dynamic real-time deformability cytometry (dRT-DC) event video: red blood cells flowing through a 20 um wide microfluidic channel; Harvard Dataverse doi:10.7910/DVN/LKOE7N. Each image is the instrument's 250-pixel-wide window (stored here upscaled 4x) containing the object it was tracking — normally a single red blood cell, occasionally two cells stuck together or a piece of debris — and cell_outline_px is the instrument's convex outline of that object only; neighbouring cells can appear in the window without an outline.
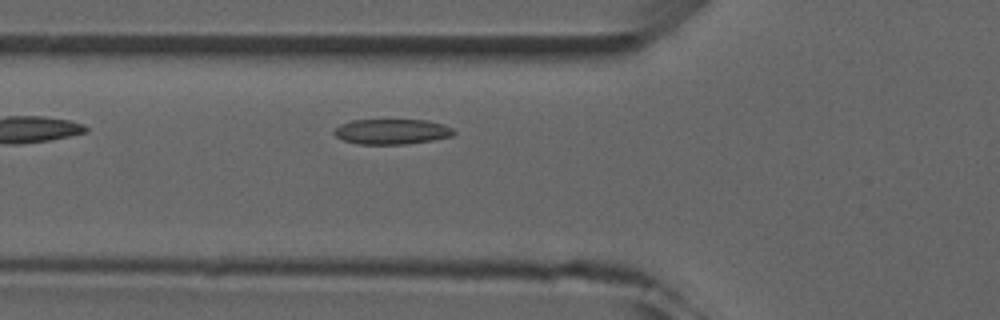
{"species": "common noctule bat (a hibernating species)", "species_latin": "Nyctalus noctula", "temperature_condition": "room temperature", "stored_images_in_passage": 5, "camera_frame_rate_fps": 3000, "um_per_image_px": 0.085, "animal": {"sex": "male", "forearm_length_mm": 52.5}, "frame": {"image": 1, "passage_image": 5, "time_ms": 5.667, "image_size_px": [1000, 320], "cell_outline_px": [[456, 132], [452, 136], [432, 140], [404, 144], [356, 144], [344, 140], [336, 136], [332, 132], [340, 124], [352, 120], [428, 120], [444, 124], [452, 128]], "centroid_in_image_um": [33.31, 11.18], "position_along_channel_um": 92.5, "area_um2": 17.63}}